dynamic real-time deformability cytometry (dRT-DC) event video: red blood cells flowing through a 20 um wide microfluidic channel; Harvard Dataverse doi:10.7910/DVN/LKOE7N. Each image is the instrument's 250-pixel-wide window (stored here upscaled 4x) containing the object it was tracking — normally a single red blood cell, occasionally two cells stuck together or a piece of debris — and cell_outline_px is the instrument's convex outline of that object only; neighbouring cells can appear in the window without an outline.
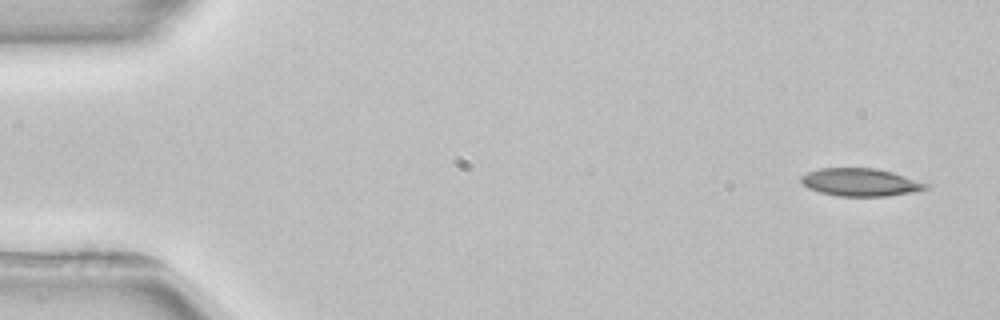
{"species": "common noctule bat (a hibernating species)", "species_latin": "Nyctalus noctula", "temperature_condition": "room temperature", "stored_images_in_passage": 3, "camera_frame_rate_fps": 3000, "um_per_image_px": 0.085, "animal": {"sex": "female", "body_mass_g": 22.7, "forearm_length_mm": 54.2}, "frame": {"image": 1, "passage_image": 1, "time_ms": 0.0, "image_size_px": [1000, 320], "cell_outline_px": [[932, 184], [928, 188], [912, 192], [888, 196], [840, 196], [820, 192], [808, 188], [800, 180], [800, 176], [808, 172], [820, 168], [876, 168], [892, 172]], "centroid_in_image_um": [73.16, 15.49], "position_along_channel_um": 11.8, "area_um2": 20.23}}
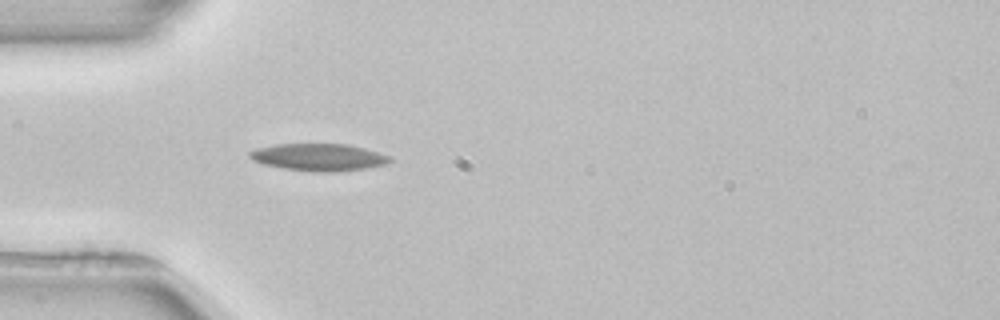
{"frame": {"image": 2, "passage_image": 3, "time_ms": 4.333, "image_size_px": [1000, 320], "cell_outline_px": [[392, 160], [388, 164], [364, 168], [336, 172], [316, 172], [284, 168], [264, 164], [252, 160], [248, 156], [248, 152], [256, 148], [276, 144], [348, 144], [364, 148], [392, 156]], "centroid_in_image_um": [27.1, 13.36], "position_along_channel_um": 57.9, "area_um2": 22.31}}